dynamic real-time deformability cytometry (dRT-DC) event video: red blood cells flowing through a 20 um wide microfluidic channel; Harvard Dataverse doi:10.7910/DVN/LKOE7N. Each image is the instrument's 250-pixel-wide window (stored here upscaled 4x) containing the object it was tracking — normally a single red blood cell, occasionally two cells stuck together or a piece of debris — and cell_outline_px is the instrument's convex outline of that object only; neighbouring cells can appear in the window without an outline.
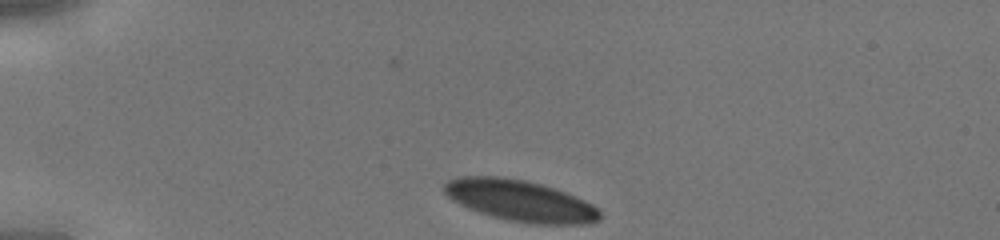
{"species": "human", "species_latin": "Homo sapiens", "temperature_condition": "cold", "stored_images_in_passage": 29, "camera_frame_rate_fps": 3000, "um_per_image_px": 0.085, "donor": {"sex": "male"}, "frame": {"image": 1, "passage_image": 1, "time_ms": 0.0, "image_size_px": [1000, 240], "cell_outline_px": [[600, 220], [588, 224], [536, 224], [508, 220], [492, 216], [468, 208], [452, 200], [444, 192], [444, 184], [448, 180], [460, 176], [496, 176], [524, 180], [540, 184], [576, 196], [592, 204], [600, 212]], "centroid_in_image_um": [44.21, 17.06], "position_along_channel_um": 40.8, "area_um2": 37.11}}
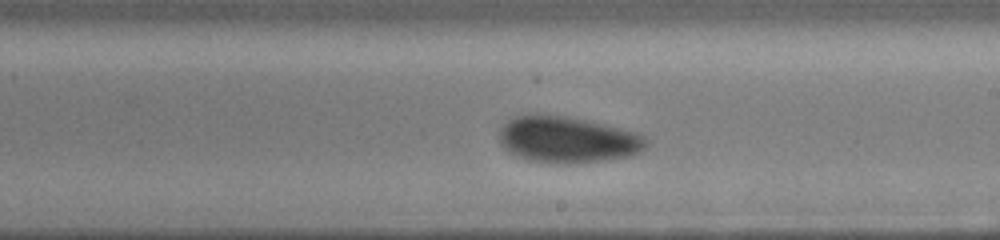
{"frame": {"image": 2, "passage_image": 17, "time_ms": 5.333, "image_size_px": [1000, 240], "cell_outline_px": [[648, 144], [640, 152], [632, 156], [576, 164], [556, 164], [528, 160], [516, 156], [504, 148], [500, 140], [500, 128], [508, 120], [516, 116], [528, 112], [544, 112], [604, 124], [636, 132], [644, 136], [648, 140]], "centroid_in_image_um": [48.22, 11.86], "position_along_channel_um": 240.8, "area_um2": 40.4}}
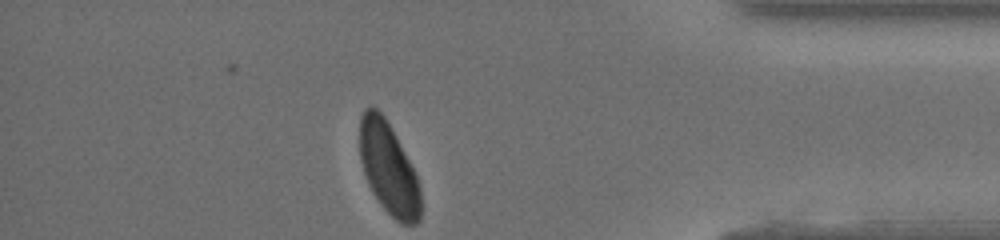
{"frame": {"image": 3, "passage_image": 29, "time_ms": 9.333, "image_size_px": [1000, 240], "cell_outline_px": [[420, 220], [416, 224], [400, 224], [384, 208], [372, 192], [368, 184], [360, 160], [360, 116], [364, 108], [372, 104], [384, 116], [408, 160], [416, 176], [420, 188]], "centroid_in_image_um": [33.0, 14.31], "position_along_channel_um": 402.2, "area_um2": 32.19}}